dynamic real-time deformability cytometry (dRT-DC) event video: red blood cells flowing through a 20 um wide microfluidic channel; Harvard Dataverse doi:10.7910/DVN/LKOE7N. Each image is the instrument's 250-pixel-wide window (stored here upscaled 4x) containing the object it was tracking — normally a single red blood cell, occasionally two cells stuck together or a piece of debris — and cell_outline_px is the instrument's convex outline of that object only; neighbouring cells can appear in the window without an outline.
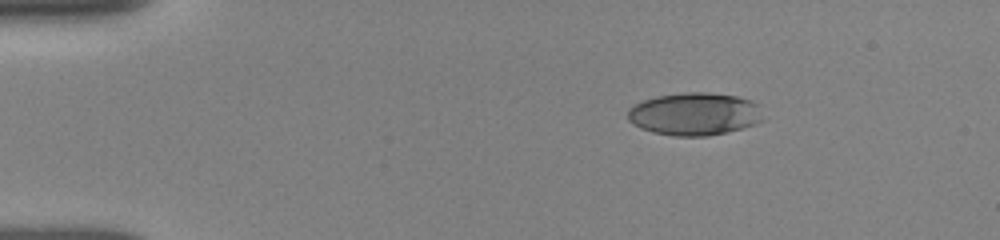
{"species": "human", "species_latin": "Homo sapiens", "temperature_condition": "room temperature", "stored_images_in_passage": 69, "camera_frame_rate_fps": 3000, "um_per_image_px": 0.085, "donor": {"sex": "female"}, "frame": {"image": 1, "passage_image": 1, "time_ms": 0.0, "image_size_px": [1000, 240], "cell_outline_px": [[764, 120], [756, 124], [744, 128], [728, 132], [708, 136], [672, 136], [652, 132], [640, 128], [632, 124], [628, 120], [628, 108], [644, 100], [656, 96], [684, 92], [708, 92], [736, 96], [752, 100], [760, 104]], "centroid_in_image_um": [59.07, 9.69], "position_along_channel_um": 25.9, "area_um2": 34.22}}
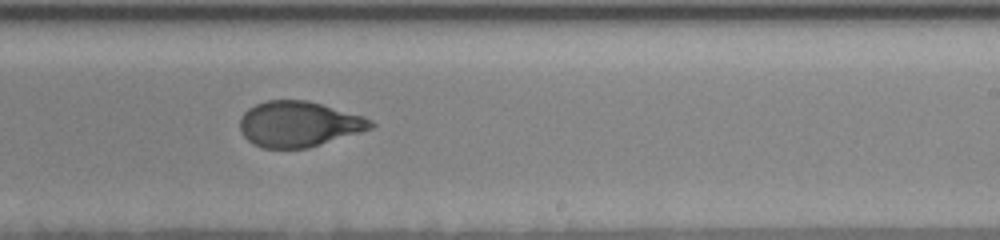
{"frame": {"image": 2, "passage_image": 35, "time_ms": 8.0, "image_size_px": [1000, 240], "cell_outline_px": [[376, 124], [372, 128], [360, 132], [308, 148], [264, 148], [252, 144], [240, 132], [240, 116], [248, 108], [256, 104], [268, 100], [308, 100], [364, 116], [372, 120]], "centroid_in_image_um": [25.38, 10.54], "position_along_channel_um": 263.6, "area_um2": 34.8}}
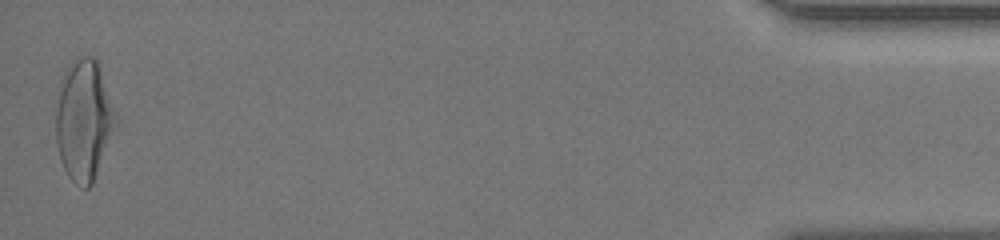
{"frame": {"image": 3, "passage_image": 69, "time_ms": 14.333, "image_size_px": [1000, 240], "cell_outline_px": [[116, 124], [92, 184], [88, 188], [80, 188], [68, 176], [64, 168], [60, 156], [56, 140], [56, 112], [60, 80], [68, 64], [76, 56], [92, 56], [96, 60], [116, 116]], "centroid_in_image_um": [7.09, 10.2], "position_along_channel_um": 428.1, "area_um2": 41.38}, "authors_computed_cell_mechanics": {"area_um2": 35.0846, "velocity_mm_per_s": 3.9025, "shape_relaxation_time_tau1_ms": 3.7767, "shape_relaxation_time_tau2_ms": 1.0915, "deformation_change_tau1": 0.1799, "deformation_change_tau2": 0.0612}}